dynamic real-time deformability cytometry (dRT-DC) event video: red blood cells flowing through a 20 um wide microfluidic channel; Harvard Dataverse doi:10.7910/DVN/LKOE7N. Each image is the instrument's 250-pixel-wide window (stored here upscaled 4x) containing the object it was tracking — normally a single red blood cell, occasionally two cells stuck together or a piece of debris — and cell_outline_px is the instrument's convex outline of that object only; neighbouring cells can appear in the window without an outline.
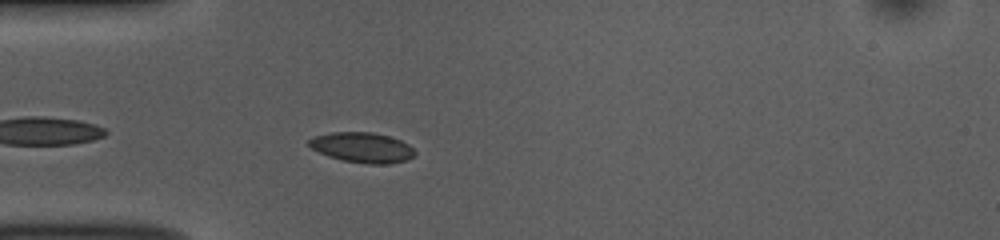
{"species": "common noctule bat (a hibernating species)", "species_latin": "Nyctalus noctula", "temperature_condition": "room temperature", "stored_images_in_passage": 34, "camera_frame_rate_fps": 3000, "um_per_image_px": 0.085, "animal": {"sex": "female", "body_mass_g": 10.0, "forearm_length_mm": 53.1}, "frame": {"image": 1, "passage_image": 3, "time_ms": 0.667, "image_size_px": [1000, 240], "cell_outline_px": [[416, 152], [412, 156], [404, 160], [388, 164], [368, 164], [344, 160], [328, 156], [312, 148], [308, 144], [308, 140], [312, 136], [332, 132], [372, 132], [388, 136], [400, 140], [408, 144]], "centroid_in_image_um": [30.76, 12.52], "position_along_channel_um": 54.2, "area_um2": 18.44}}
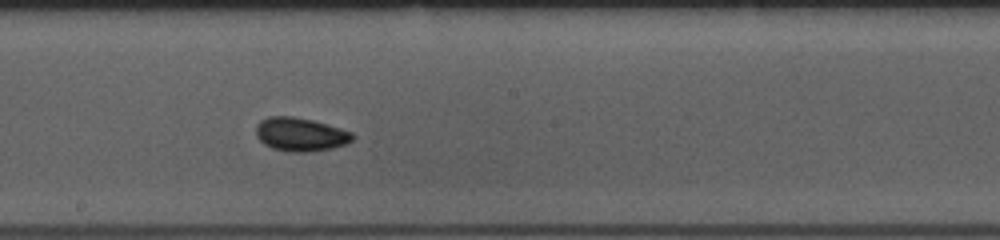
{"frame": {"image": 2, "passage_image": 17, "time_ms": 5.333, "image_size_px": [1000, 240], "cell_outline_px": [[352, 140], [348, 144], [332, 148], [312, 152], [288, 152], [272, 148], [264, 144], [256, 136], [256, 124], [260, 120], [268, 116], [292, 116], [312, 120], [340, 128], [352, 132]], "centroid_in_image_um": [25.51, 11.43], "position_along_channel_um": 222.7, "area_um2": 19.02}}
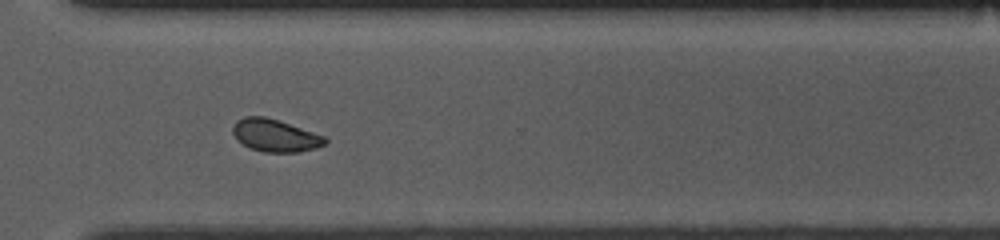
{"frame": {"image": 3, "passage_image": 27, "time_ms": 8.667, "image_size_px": [1000, 240], "cell_outline_px": [[328, 140], [324, 144], [316, 148], [300, 152], [264, 152], [252, 148], [236, 140], [232, 132], [232, 128], [236, 120], [244, 116], [264, 116], [324, 136]], "centroid_in_image_um": [23.34, 11.52], "position_along_channel_um": 347.3, "area_um2": 17.22}, "authors_computed_cell_mechanics": {"area_um2": 18.0047, "velocity_mm_per_s": 3.7368, "shape_relaxation_time_tau1_ms": 3.0903, "shape_relaxation_time_tau2_ms": 2.4336, "deformation_change_tau1": 0.0751, "deformation_change_tau2": 0.0656}}